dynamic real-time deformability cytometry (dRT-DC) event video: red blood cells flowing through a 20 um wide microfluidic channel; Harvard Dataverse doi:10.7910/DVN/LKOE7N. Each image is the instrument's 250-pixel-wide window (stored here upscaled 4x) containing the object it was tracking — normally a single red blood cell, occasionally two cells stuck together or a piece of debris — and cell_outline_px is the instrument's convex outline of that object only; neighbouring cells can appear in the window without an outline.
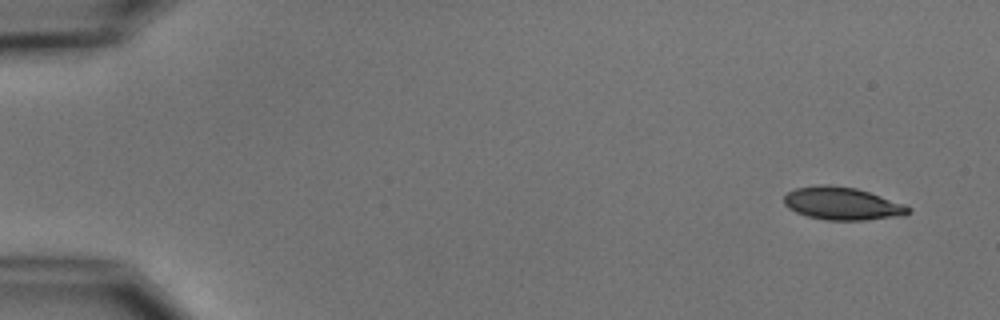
{"species": "common noctule bat (a hibernating species)", "species_latin": "Nyctalus noctula", "temperature_condition": "cold", "stored_images_in_passage": 4, "camera_frame_rate_fps": 3000, "um_per_image_px": 0.085, "animal": {"sex": "male", "body_mass_g": 15.6}, "frame": {"image": 1, "passage_image": 1, "time_ms": 0.0, "image_size_px": [1000, 320], "cell_outline_px": [[912, 212], [904, 216], [864, 220], [824, 220], [808, 216], [796, 212], [788, 208], [784, 204], [784, 196], [788, 192], [796, 188], [820, 184], [828, 184], [856, 188], [904, 204], [912, 208]], "centroid_in_image_um": [71.6, 17.31], "position_along_channel_um": 13.4, "area_um2": 23.81}}
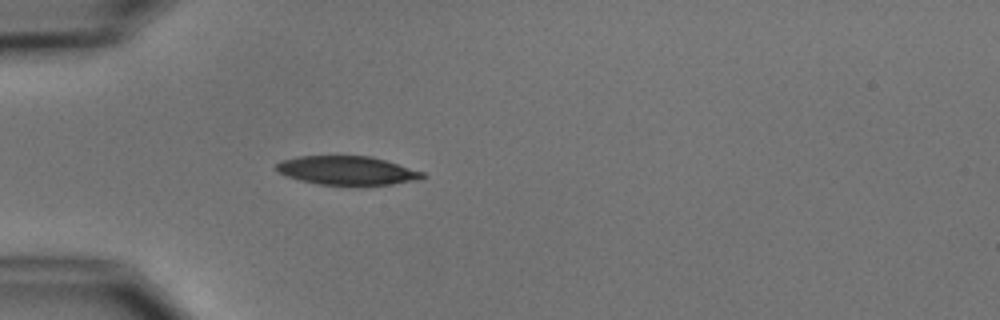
{"frame": {"image": 2, "passage_image": 4, "time_ms": 4.333, "image_size_px": [1000, 320], "cell_outline_px": [[428, 176], [420, 180], [392, 184], [320, 184], [300, 180], [288, 176], [280, 172], [276, 168], [276, 164], [280, 160], [296, 156], [372, 156], [424, 172]], "centroid_in_image_um": [29.53, 14.48], "position_along_channel_um": 55.5, "area_um2": 24.28}}